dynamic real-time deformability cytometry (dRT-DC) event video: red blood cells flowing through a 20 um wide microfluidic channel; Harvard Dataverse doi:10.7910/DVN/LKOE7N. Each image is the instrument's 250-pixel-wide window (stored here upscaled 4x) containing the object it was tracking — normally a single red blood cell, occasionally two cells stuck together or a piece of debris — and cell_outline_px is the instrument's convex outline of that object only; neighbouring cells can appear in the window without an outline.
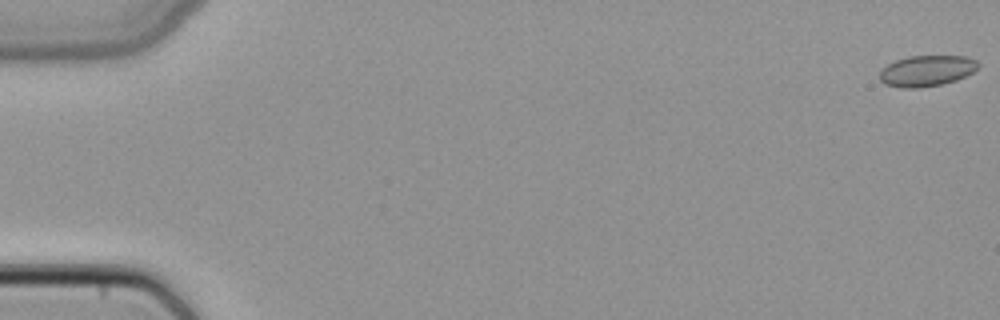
{"species": "common noctule bat (a hibernating species)", "species_latin": "Nyctalus noctula", "temperature_condition": "cold", "stored_images_in_passage": 5, "camera_frame_rate_fps": 3000, "um_per_image_px": 0.085, "animal": {"sex": "female", "body_mass_g": 22.7, "forearm_length_mm": 54.2}, "frame": {"image": 1, "passage_image": 1, "time_ms": 0.0, "image_size_px": [1000, 320], "cell_outline_px": [[980, 64], [972, 72], [956, 80], [944, 84], [920, 88], [900, 88], [884, 84], [880, 80], [880, 72], [888, 64], [896, 60], [908, 56], [968, 56], [976, 60]], "centroid_in_image_um": [78.77, 6.02], "position_along_channel_um": 6.2, "area_um2": 17.8}}
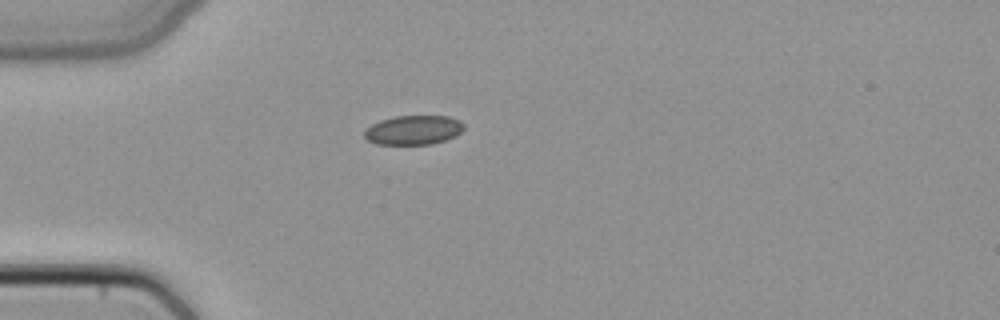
{"frame": {"image": 2, "passage_image": 5, "time_ms": 1.333, "image_size_px": [1000, 320], "cell_outline_px": [[464, 128], [456, 136], [432, 144], [376, 144], [368, 140], [364, 136], [364, 132], [372, 124], [380, 120], [396, 116], [448, 116], [460, 120], [464, 124]], "centroid_in_image_um": [35.16, 11.05], "position_along_channel_um": 49.8, "area_um2": 16.94}}